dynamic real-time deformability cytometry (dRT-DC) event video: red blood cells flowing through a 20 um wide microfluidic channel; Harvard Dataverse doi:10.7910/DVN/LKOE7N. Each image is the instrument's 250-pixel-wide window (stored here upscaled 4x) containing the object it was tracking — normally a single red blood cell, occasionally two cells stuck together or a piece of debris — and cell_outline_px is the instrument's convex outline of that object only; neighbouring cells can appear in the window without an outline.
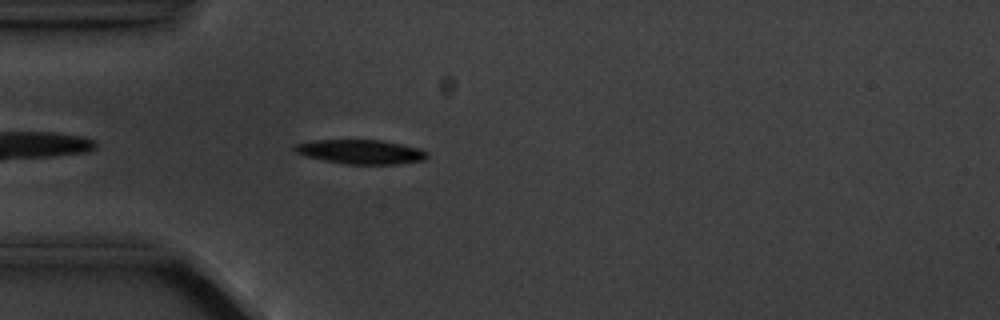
{"species": "common noctule bat (a hibernating species)", "species_latin": "Nyctalus noctula", "temperature_condition": "cold", "stored_images_in_passage": 5, "camera_frame_rate_fps": 3000, "um_per_image_px": 0.085, "animal": {"sex": "male", "body_mass_g": 20.1, "forearm_length_mm": 53.5}, "frame": {"image": 1, "passage_image": 5, "time_ms": 5.0, "image_size_px": [1000, 320], "cell_outline_px": [[428, 156], [424, 160], [396, 164], [344, 164], [324, 160], [308, 156], [296, 152], [292, 148], [296, 144], [312, 140], [380, 140], [420, 148], [428, 152]], "centroid_in_image_um": [30.68, 12.9], "position_along_channel_um": 54.3, "area_um2": 18.61}}